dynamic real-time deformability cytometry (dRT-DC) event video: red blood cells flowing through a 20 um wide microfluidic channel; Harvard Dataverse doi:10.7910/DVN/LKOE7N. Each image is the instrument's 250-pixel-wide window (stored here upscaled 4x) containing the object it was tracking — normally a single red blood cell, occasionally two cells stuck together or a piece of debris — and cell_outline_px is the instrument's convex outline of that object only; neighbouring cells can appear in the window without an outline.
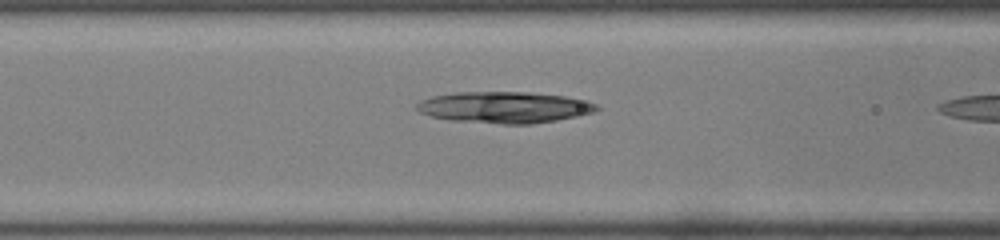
{"species": "common noctule bat (a hibernating species)", "species_latin": "Nyctalus noctula", "temperature_condition": "room temperature", "stored_images_in_passage": 6, "camera_frame_rate_fps": 3000, "um_per_image_px": 0.085, "animal": {"sex": "male", "body_mass_g": 19.0, "forearm_length_mm": 50.8}, "frame": {"image": 1, "passage_image": 5, "time_ms": 1.333, "image_size_px": [1000, 240], "cell_outline_px": [[600, 108], [592, 112], [576, 116], [556, 120], [532, 124], [500, 124], [452, 120], [432, 116], [420, 112], [416, 108], [416, 104], [420, 100], [432, 96], [452, 92], [528, 92], [564, 96], [588, 100], [596, 104]], "centroid_in_image_um": [42.86, 9.11], "position_along_channel_um": 123.7, "area_um2": 32.89}}